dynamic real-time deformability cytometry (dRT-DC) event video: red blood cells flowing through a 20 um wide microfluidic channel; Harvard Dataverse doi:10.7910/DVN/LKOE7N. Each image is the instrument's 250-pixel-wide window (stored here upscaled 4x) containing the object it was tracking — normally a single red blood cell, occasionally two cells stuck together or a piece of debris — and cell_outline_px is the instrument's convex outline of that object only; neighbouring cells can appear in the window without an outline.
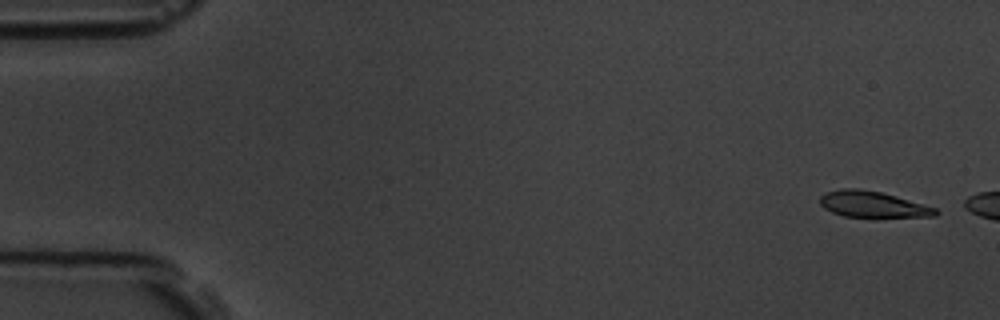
{"species": "common noctule bat (a hibernating species)", "species_latin": "Nyctalus noctula", "temperature_condition": "room temperature", "stored_images_in_passage": 2, "camera_frame_rate_fps": 3000, "um_per_image_px": 0.085, "animal": {"sex": "male", "body_mass_g": 19.5, "forearm_length_mm": 54.6}, "frame": {"image": 1, "passage_image": 1, "time_ms": 0.0, "image_size_px": [1000, 320], "cell_outline_px": [[940, 212], [936, 216], [844, 216], [832, 212], [824, 208], [820, 204], [820, 196], [824, 192], [840, 188], [860, 188], [880, 192], [896, 196], [936, 208]], "centroid_in_image_um": [74.13, 17.34], "position_along_channel_um": 10.9, "area_um2": 17.34}}